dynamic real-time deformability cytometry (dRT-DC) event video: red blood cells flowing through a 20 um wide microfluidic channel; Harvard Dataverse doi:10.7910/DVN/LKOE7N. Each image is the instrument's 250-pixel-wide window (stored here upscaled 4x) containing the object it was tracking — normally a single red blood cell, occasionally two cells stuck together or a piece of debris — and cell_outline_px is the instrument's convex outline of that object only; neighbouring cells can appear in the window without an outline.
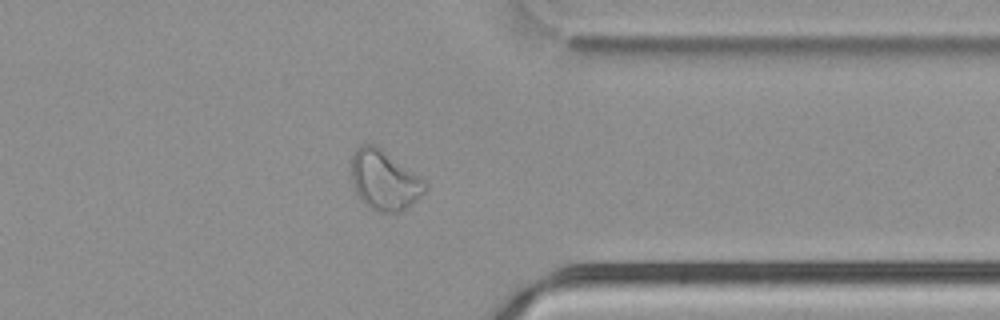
{"species": "common noctule bat (a hibernating species)", "species_latin": "Nyctalus noctula", "temperature_condition": "cold", "stored_images_in_passage": 51, "camera_frame_rate_fps": 3000, "um_per_image_px": 0.085, "animal": {"sex": "male", "body_mass_g": 21.5, "forearm_length_mm": 52.0}, "frame": {"image": 1, "passage_image": 40, "time_ms": 13.0, "image_size_px": [1000, 320], "cell_outline_px": [[428, 184], [424, 192], [408, 208], [400, 212], [376, 212], [360, 200], [352, 184], [352, 156], [356, 148], [360, 144], [372, 144], [380, 148], [420, 176]], "centroid_in_image_um": [32.66, 15.34], "position_along_channel_um": 378.7, "area_um2": 25.61}}
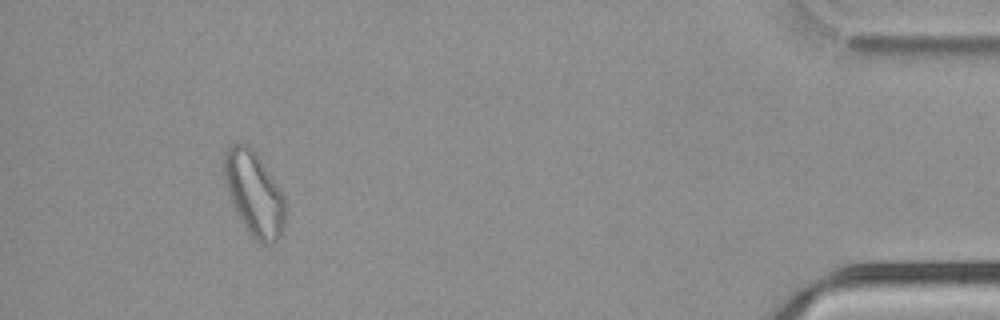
{"frame": {"image": 2, "passage_image": 47, "time_ms": 15.333, "image_size_px": [1000, 320], "cell_outline_px": [[284, 224], [280, 236], [272, 244], [260, 244], [248, 232], [236, 212], [228, 192], [224, 180], [224, 152], [232, 144], [248, 144], [256, 152], [284, 196]], "centroid_in_image_um": [21.59, 16.46], "position_along_channel_um": 413.6, "area_um2": 29.65}}